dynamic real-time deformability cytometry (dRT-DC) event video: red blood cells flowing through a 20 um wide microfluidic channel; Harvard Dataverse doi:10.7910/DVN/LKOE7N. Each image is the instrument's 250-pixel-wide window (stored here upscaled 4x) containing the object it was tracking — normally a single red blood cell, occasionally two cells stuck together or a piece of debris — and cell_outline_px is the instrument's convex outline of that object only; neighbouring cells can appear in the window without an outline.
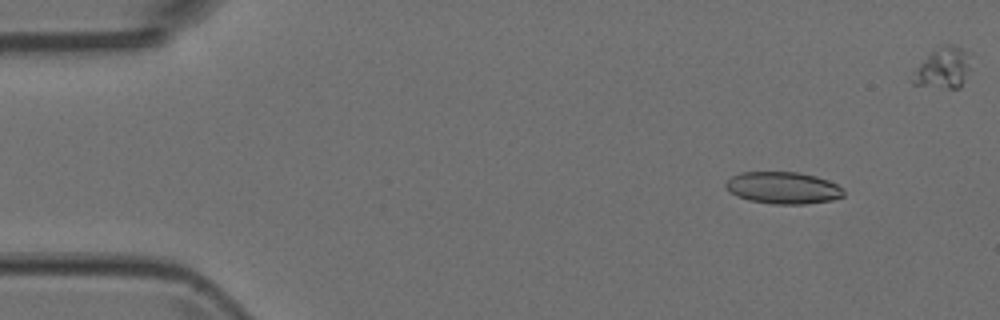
{"species": "Egyptian fruit bat (a non-hibernating species)", "species_latin": "Rousettus aegyptiacus", "temperature_condition": "room temperature", "stored_images_in_passage": 6, "camera_frame_rate_fps": 3000, "um_per_image_px": 0.085, "animal": {"sex": "female"}, "frame": {"image": 1, "passage_image": 1, "time_ms": 0.0, "image_size_px": [1000, 320], "cell_outline_px": [[844, 196], [832, 200], [804, 204], [772, 204], [748, 200], [736, 196], [724, 188], [724, 184], [732, 176], [740, 172], [796, 172], [816, 176], [828, 180], [844, 188]], "centroid_in_image_um": [66.55, 15.97], "position_along_channel_um": 18.5, "area_um2": 22.14}}
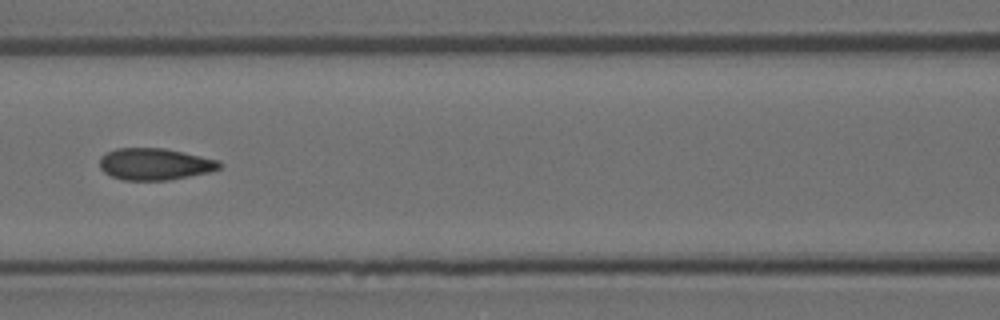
{"frame": {"image": 2, "passage_image": 6, "time_ms": 1.667, "image_size_px": [1000, 320], "cell_outline_px": [[220, 168], [208, 172], [168, 180], [124, 180], [112, 176], [104, 172], [100, 168], [100, 156], [116, 148], [164, 148], [184, 152], [220, 160]], "centroid_in_image_um": [13.15, 13.94], "position_along_channel_um": 153.5, "area_um2": 22.08}}